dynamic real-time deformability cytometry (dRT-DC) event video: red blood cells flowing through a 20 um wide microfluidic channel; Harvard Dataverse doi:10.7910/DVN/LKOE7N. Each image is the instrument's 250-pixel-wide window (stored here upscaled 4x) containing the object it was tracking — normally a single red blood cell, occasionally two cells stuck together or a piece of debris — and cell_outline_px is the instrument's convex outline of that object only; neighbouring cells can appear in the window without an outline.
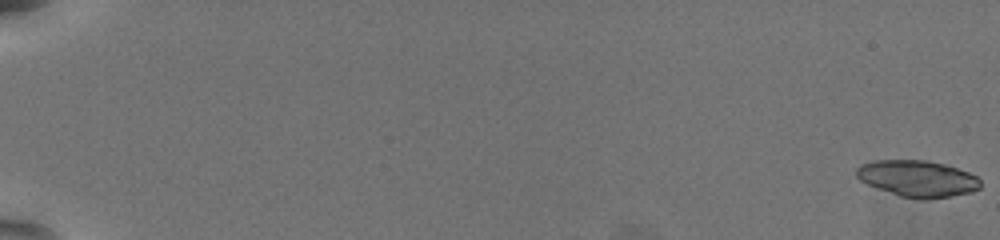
{"species": "common noctule bat (a hibernating species)", "species_latin": "Nyctalus noctula", "temperature_condition": "warm", "stored_images_in_passage": 25, "camera_frame_rate_fps": 3000, "um_per_image_px": 0.085, "animal": {"sex": "female", "body_mass_g": 19.5, "forearm_length_mm": 54.1}, "frame": {"image": 1, "passage_image": 1, "time_ms": 0.0, "image_size_px": [1000, 240], "cell_outline_px": [[980, 188], [972, 192], [952, 196], [928, 200], [900, 196], [868, 184], [860, 180], [856, 176], [856, 168], [860, 164], [872, 160], [924, 160], [944, 164], [968, 172], [976, 176], [980, 180]], "centroid_in_image_um": [77.98, 15.18], "position_along_channel_um": 7.0, "area_um2": 26.3}}
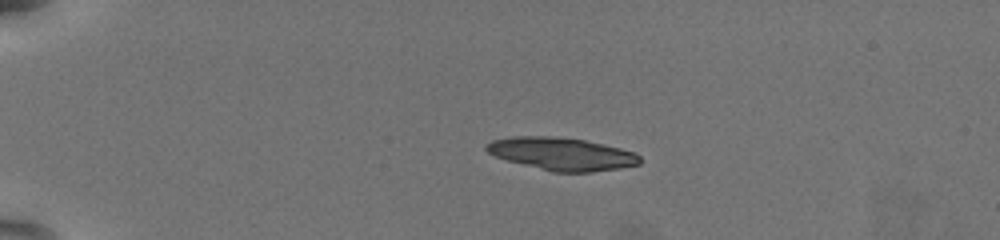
{"frame": {"image": 2, "passage_image": 16, "time_ms": 5.0, "image_size_px": [1000, 240], "cell_outline_px": [[640, 164], [620, 168], [592, 172], [552, 172], [508, 160], [496, 156], [488, 152], [484, 148], [492, 140], [512, 136], [548, 136], [584, 140], [620, 148], [636, 152], [640, 156]], "centroid_in_image_um": [47.77, 13.08], "position_along_channel_um": 37.2, "area_um2": 29.02}}